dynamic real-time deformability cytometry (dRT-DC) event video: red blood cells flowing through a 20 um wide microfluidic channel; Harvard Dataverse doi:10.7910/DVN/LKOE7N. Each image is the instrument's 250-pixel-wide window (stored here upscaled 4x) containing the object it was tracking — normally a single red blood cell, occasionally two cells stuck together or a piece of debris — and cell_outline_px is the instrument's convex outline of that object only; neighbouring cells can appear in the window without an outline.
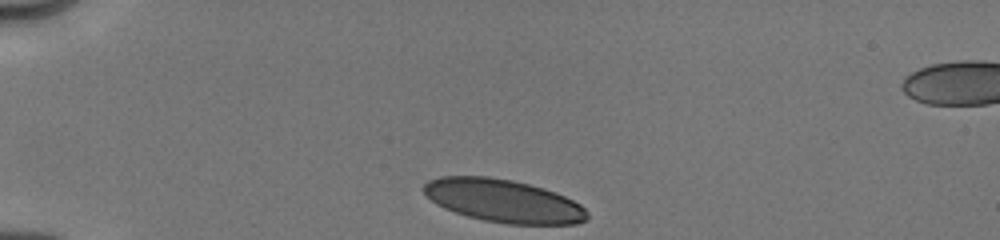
{"species": "human", "species_latin": "Homo sapiens", "temperature_condition": "cold", "stored_images_in_passage": 50, "camera_frame_rate_fps": 3000, "um_per_image_px": 0.085, "donor": {"sex": "male"}, "frame": {"image": 1, "passage_image": 1, "time_ms": 0.0, "image_size_px": [1000, 240], "cell_outline_px": [[588, 220], [576, 224], [508, 224], [484, 220], [468, 216], [444, 208], [436, 204], [420, 188], [428, 180], [440, 176], [488, 176], [512, 180], [544, 188], [556, 192], [580, 204], [588, 212]], "centroid_in_image_um": [42.79, 17.06], "position_along_channel_um": 42.2, "area_um2": 40.98}}
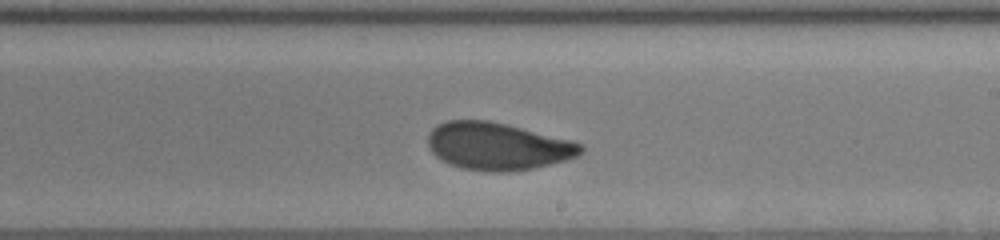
{"frame": {"image": 2, "passage_image": 30, "time_ms": 6.333, "image_size_px": [1000, 240], "cell_outline_px": [[584, 152], [576, 156], [564, 160], [532, 168], [504, 172], [484, 172], [460, 168], [448, 164], [436, 156], [428, 148], [428, 132], [432, 128], [448, 120], [488, 120], [508, 124], [572, 140], [584, 144]], "centroid_in_image_um": [42.29, 12.43], "position_along_channel_um": 246.7, "area_um2": 42.54}}
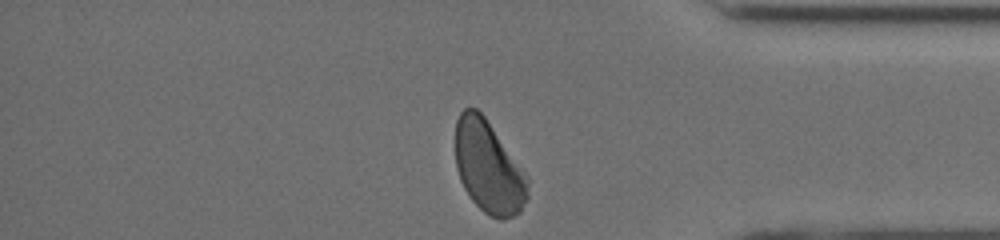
{"frame": {"image": 3, "passage_image": 49, "time_ms": 10.333, "image_size_px": [1000, 240], "cell_outline_px": [[528, 200], [520, 212], [504, 220], [500, 220], [484, 212], [472, 200], [464, 188], [460, 180], [456, 168], [456, 120], [460, 112], [464, 108], [476, 108], [484, 116], [528, 176]], "centroid_in_image_um": [41.53, 14.23], "position_along_channel_um": 393.7, "area_um2": 38.84}, "authors_computed_cell_mechanics": {"area_um2": 42.2229, "velocity_mm_per_s": 3.9926, "shape_relaxation_time_tau1_ms": 2.8964, "shape_relaxation_time_tau2_ms": 0.7379, "deformation_change_tau1": 0.1183, "deformation_change_tau2": 0.0601}}